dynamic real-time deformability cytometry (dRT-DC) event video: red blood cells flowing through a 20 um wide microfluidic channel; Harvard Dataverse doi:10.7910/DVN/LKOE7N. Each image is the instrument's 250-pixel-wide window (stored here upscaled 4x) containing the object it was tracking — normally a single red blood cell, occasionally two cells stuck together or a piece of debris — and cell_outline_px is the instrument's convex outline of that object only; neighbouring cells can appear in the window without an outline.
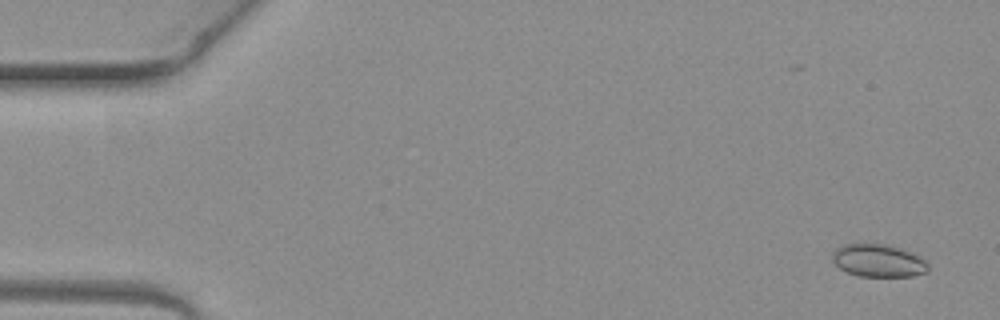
{"species": "common noctule bat (a hibernating species)", "species_latin": "Nyctalus noctula", "temperature_condition": "warm", "stored_images_in_passage": 6, "camera_frame_rate_fps": 3000, "um_per_image_px": 0.085, "animal": {"sex": "female", "body_mass_g": 19.3, "forearm_length_mm": 54.1}, "frame": {"image": 1, "passage_image": 1, "time_ms": 0.0, "image_size_px": [1000, 320], "cell_outline_px": [[928, 268], [924, 272], [912, 276], [860, 276], [848, 272], [840, 268], [832, 260], [832, 252], [836, 248], [844, 244], [888, 244], [900, 248], [924, 260], [928, 264]], "centroid_in_image_um": [74.61, 22.15], "position_along_channel_um": 10.4, "area_um2": 17.92}}
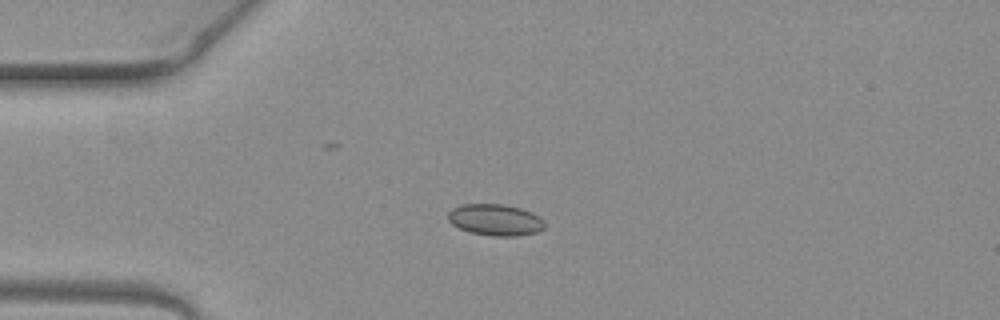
{"frame": {"image": 2, "passage_image": 4, "time_ms": 1.0, "image_size_px": [1000, 320], "cell_outline_px": [[544, 228], [536, 232], [516, 236], [492, 236], [468, 232], [452, 224], [448, 220], [448, 212], [452, 208], [460, 204], [504, 204], [520, 208], [532, 212], [540, 216], [544, 220]], "centroid_in_image_um": [42.09, 18.68], "position_along_channel_um": 42.9, "area_um2": 17.86}}
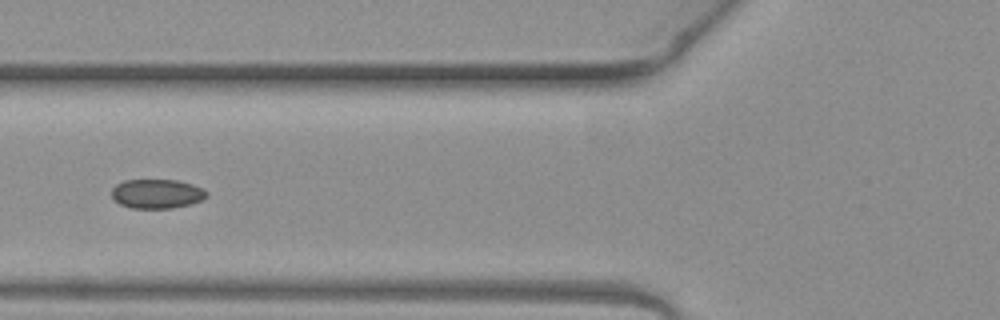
{"frame": {"image": 3, "passage_image": 6, "time_ms": 1.667, "image_size_px": [1000, 320], "cell_outline_px": [[208, 196], [192, 204], [172, 208], [132, 208], [120, 204], [112, 196], [112, 188], [116, 184], [124, 180], [176, 180], [192, 184], [204, 188], [208, 192]], "centroid_in_image_um": [13.36, 16.47], "position_along_channel_um": 112.4, "area_um2": 16.24}}